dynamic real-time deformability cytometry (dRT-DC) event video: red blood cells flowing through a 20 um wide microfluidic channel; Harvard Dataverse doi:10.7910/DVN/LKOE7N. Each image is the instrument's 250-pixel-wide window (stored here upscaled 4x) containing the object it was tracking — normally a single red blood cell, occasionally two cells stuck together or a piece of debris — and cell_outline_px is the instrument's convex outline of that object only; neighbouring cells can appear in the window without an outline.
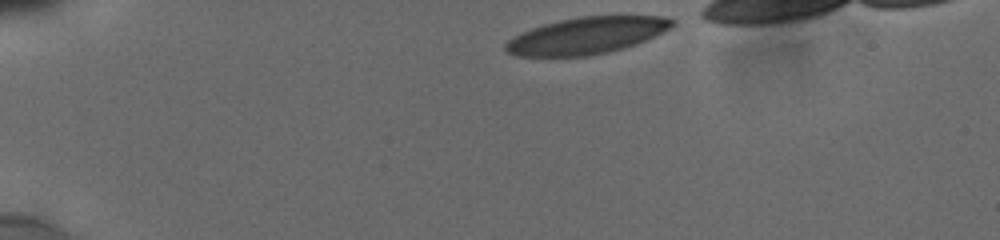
{"species": "human", "species_latin": "Homo sapiens", "temperature_condition": "cold", "stored_images_in_passage": 51, "camera_frame_rate_fps": 3000, "um_per_image_px": 0.085, "donor": {"sex": "male"}, "frame": {"image": 1, "passage_image": 1, "time_ms": 0.0, "image_size_px": [1000, 240], "cell_outline_px": [[676, 24], [672, 28], [636, 44], [624, 48], [608, 52], [588, 56], [516, 56], [508, 52], [504, 48], [504, 44], [508, 40], [520, 32], [544, 24], [560, 20], [580, 16], [664, 16], [676, 20]], "centroid_in_image_um": [49.88, 3.02], "position_along_channel_um": 35.1, "area_um2": 35.78}}
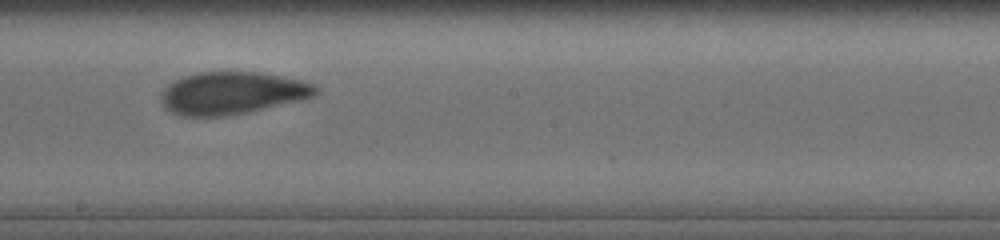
{"frame": {"image": 2, "passage_image": 30, "time_ms": 7.0, "image_size_px": [1000, 240], "cell_outline_px": [[320, 92], [316, 96], [304, 100], [248, 112], [224, 116], [180, 116], [164, 108], [160, 100], [160, 92], [168, 84], [184, 76], [200, 72], [256, 72], [300, 80], [316, 84], [320, 88]], "centroid_in_image_um": [19.75, 7.92], "position_along_channel_um": 228.4, "area_um2": 38.55}}
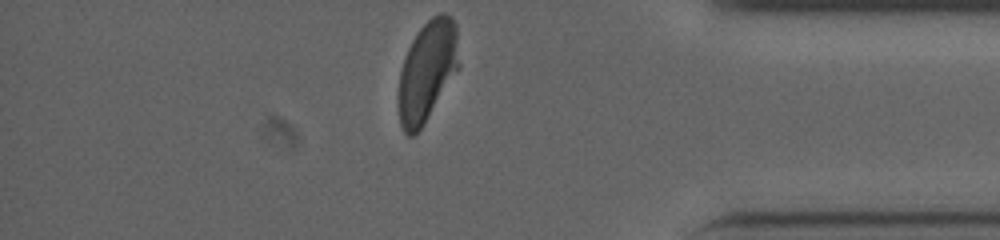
{"frame": {"image": 3, "passage_image": 51, "time_ms": 12.0, "image_size_px": [1000, 240], "cell_outline_px": [[460, 68], [420, 128], [412, 136], [408, 136], [404, 132], [400, 124], [400, 72], [404, 56], [416, 32], [432, 16], [440, 12], [444, 12], [456, 24], [460, 64]], "centroid_in_image_um": [36.35, 5.98], "position_along_channel_um": 398.9, "area_um2": 35.03}, "authors_computed_cell_mechanics": {"area_um2": 38.148, "velocity_mm_per_s": 3.7975, "shape_relaxation_time_tau1_ms": 5.9279, "shape_relaxation_time_tau2_ms": 1.4193, "deformation_change_tau1": 0.1728, "deformation_change_tau2": 0.0683}}